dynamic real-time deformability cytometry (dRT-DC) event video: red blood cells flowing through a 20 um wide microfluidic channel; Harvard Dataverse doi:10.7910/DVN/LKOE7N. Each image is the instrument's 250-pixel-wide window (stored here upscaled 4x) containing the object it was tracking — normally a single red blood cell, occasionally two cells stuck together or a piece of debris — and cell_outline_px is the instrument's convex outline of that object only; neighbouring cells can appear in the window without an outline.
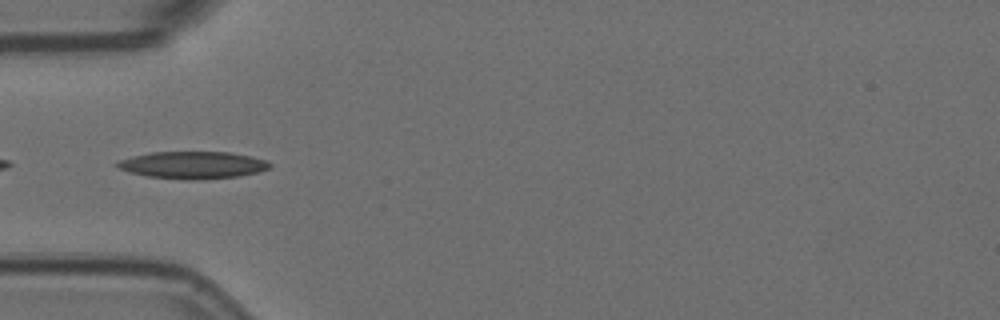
{"species": "Egyptian fruit bat (a non-hibernating species)", "species_latin": "Rousettus aegyptiacus", "temperature_condition": "room temperature", "stored_images_in_passage": 6, "camera_frame_rate_fps": 3000, "um_per_image_px": 0.085, "animal": {"sex": "female"}, "frame": {"image": 1, "passage_image": 6, "time_ms": 1.667, "image_size_px": [1000, 320], "cell_outline_px": [[272, 164], [268, 168], [256, 172], [236, 176], [192, 180], [184, 180], [148, 176], [128, 172], [116, 168], [116, 160], [132, 156], [152, 152], [228, 152], [252, 156], [268, 160]], "centroid_in_image_um": [16.34, 14.02], "position_along_channel_um": 68.7, "area_um2": 24.22}}